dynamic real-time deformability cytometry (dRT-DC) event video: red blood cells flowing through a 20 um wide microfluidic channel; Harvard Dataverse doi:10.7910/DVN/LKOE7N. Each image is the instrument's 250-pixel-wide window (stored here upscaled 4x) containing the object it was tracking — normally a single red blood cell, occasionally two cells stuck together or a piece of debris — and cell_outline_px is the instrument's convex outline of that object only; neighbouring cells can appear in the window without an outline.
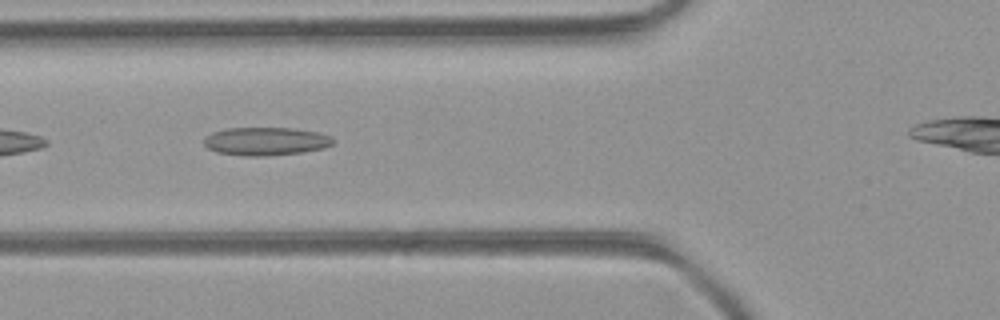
{"species": "common noctule bat (a hibernating species)", "species_latin": "Nyctalus noctula", "temperature_condition": "room temperature", "stored_images_in_passage": 35, "camera_frame_rate_fps": 3000, "um_per_image_px": 0.085, "animal": {"sex": "female", "body_mass_g": 21.9}, "frame": {"image": 1, "passage_image": 9, "time_ms": 2.667, "image_size_px": [1000, 320], "cell_outline_px": [[336, 140], [332, 144], [324, 148], [304, 152], [268, 156], [244, 156], [216, 152], [208, 148], [204, 144], [204, 136], [212, 132], [228, 128], [292, 128], [316, 132], [332, 136]], "centroid_in_image_um": [22.6, 12.01], "position_along_channel_um": 103.2, "area_um2": 21.39}}
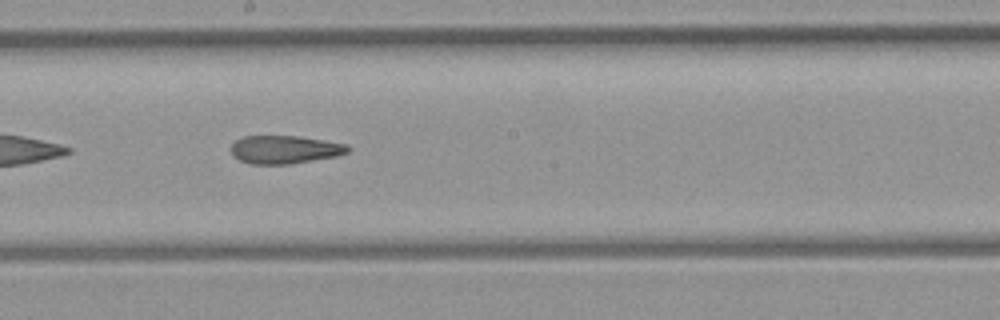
{"frame": {"image": 2, "passage_image": 18, "time_ms": 5.667, "image_size_px": [1000, 320], "cell_outline_px": [[352, 148], [348, 152], [336, 156], [288, 164], [248, 164], [232, 156], [232, 144], [236, 140], [244, 136], [296, 136], [324, 140], [348, 144]], "centroid_in_image_um": [24.21, 12.71], "position_along_channel_um": 224.0, "area_um2": 19.13}}
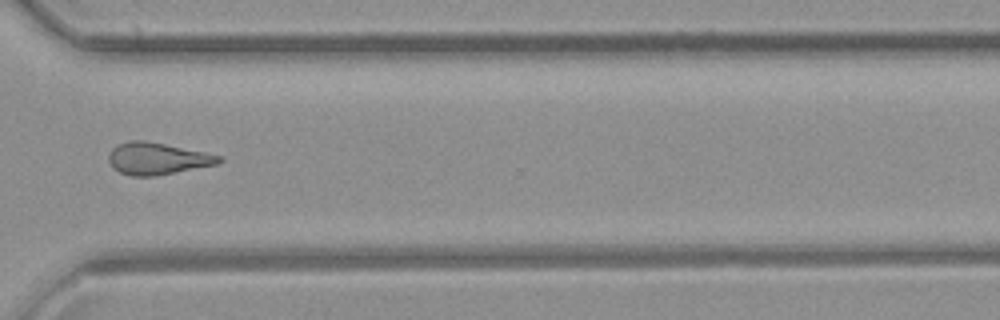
{"frame": {"image": 3, "passage_image": 28, "time_ms": 9.0, "image_size_px": [1000, 320], "cell_outline_px": [[224, 160], [216, 164], [156, 176], [132, 176], [120, 172], [112, 168], [108, 160], [108, 156], [112, 148], [120, 144], [132, 140], [144, 140], [204, 152], [220, 156]], "centroid_in_image_um": [13.34, 13.49], "position_along_channel_um": 357.3, "area_um2": 20.29}}